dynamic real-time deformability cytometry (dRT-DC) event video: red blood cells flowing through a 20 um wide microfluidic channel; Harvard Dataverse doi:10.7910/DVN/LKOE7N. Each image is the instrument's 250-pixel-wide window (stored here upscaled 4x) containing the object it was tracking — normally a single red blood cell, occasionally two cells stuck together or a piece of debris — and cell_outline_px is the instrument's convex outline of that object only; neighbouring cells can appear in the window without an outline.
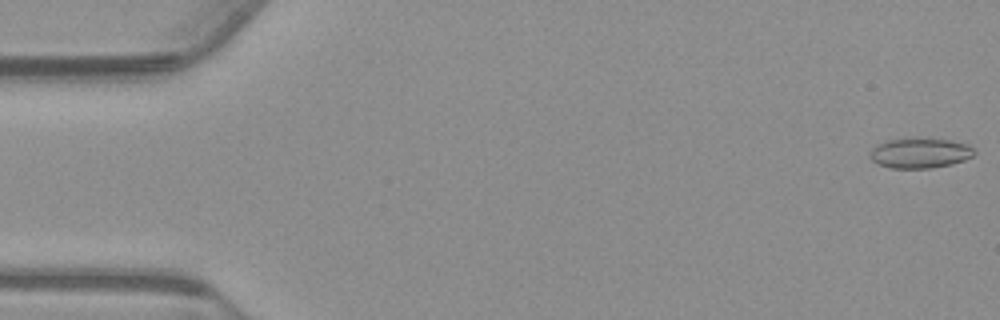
{"species": "common noctule bat (a hibernating species)", "species_latin": "Nyctalus noctula", "temperature_condition": "warm", "stored_images_in_passage": 55, "camera_frame_rate_fps": 3000, "um_per_image_px": 0.085, "animal": {"sex": "male", "body_mass_g": 23.1, "forearm_length_mm": 52.7}, "frame": {"image": 1, "passage_image": 1, "time_ms": 0.0, "image_size_px": [1000, 320], "cell_outline_px": [[976, 152], [972, 156], [964, 160], [952, 164], [932, 168], [892, 168], [876, 164], [868, 156], [868, 152], [876, 144], [888, 140], [916, 136], [948, 140], [968, 144]], "centroid_in_image_um": [78.15, 12.99], "position_along_channel_um": 6.9, "area_um2": 18.84}}
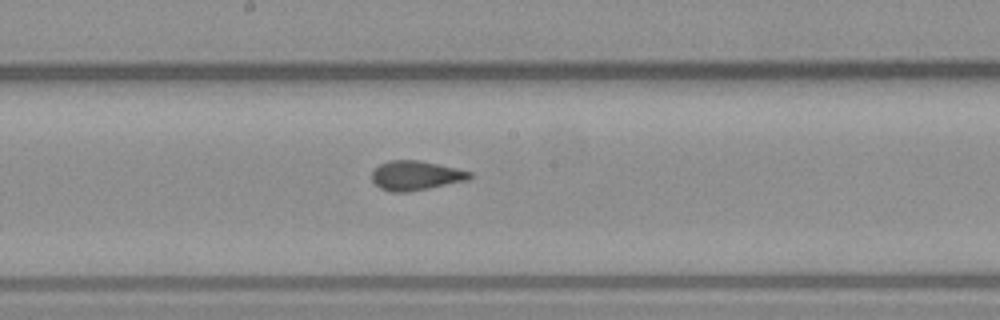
{"frame": {"image": 2, "passage_image": 29, "time_ms": 9.333, "image_size_px": [1000, 320], "cell_outline_px": [[472, 176], [468, 180], [408, 192], [392, 192], [380, 188], [372, 180], [372, 172], [380, 164], [392, 160], [420, 160], [456, 168], [472, 172]], "centroid_in_image_um": [35.35, 14.92], "position_along_channel_um": 212.9, "area_um2": 16.65}}
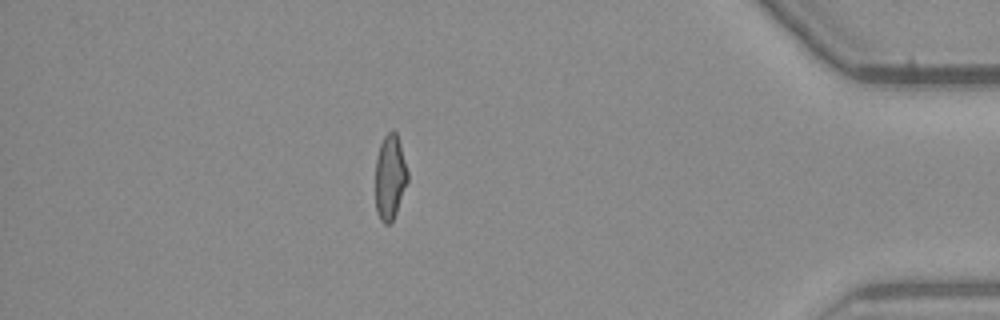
{"frame": {"image": 3, "passage_image": 48, "time_ms": 15.667, "image_size_px": [1000, 320], "cell_outline_px": [[408, 180], [396, 212], [392, 220], [388, 224], [384, 224], [380, 220], [376, 212], [376, 156], [380, 144], [384, 136], [392, 128], [396, 132], [400, 144], [408, 172]], "centroid_in_image_um": [33.14, 15.04], "position_along_channel_um": 402.1, "area_um2": 15.9}, "authors_computed_cell_mechanics": {"area_um2": 17.051, "velocity_mm_per_s": 3.7427, "shape_relaxation_time_tau1_ms": 6.5396, "shape_relaxation_time_tau2_ms": 1.3126, "deformation_change_tau1": 0.1824, "deformation_change_tau2": 0.0724}}